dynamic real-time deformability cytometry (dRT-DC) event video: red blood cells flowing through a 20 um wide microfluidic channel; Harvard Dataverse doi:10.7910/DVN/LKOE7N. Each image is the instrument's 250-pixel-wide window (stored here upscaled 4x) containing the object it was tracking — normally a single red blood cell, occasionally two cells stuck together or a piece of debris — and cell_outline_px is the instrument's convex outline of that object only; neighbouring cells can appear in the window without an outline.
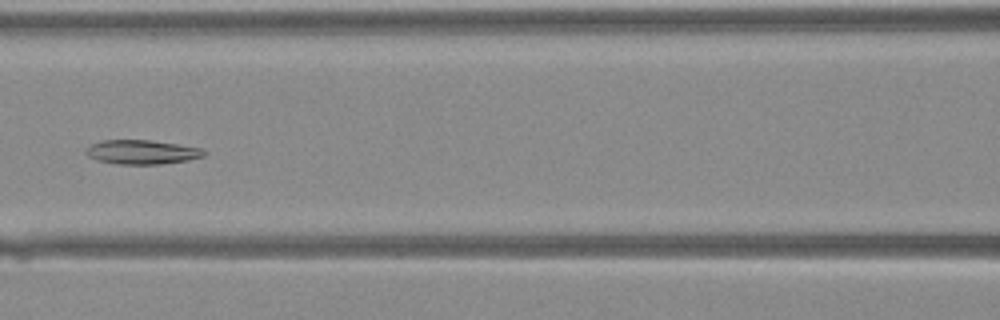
{"species": "Egyptian fruit bat (a non-hibernating species)", "species_latin": "Rousettus aegyptiacus", "temperature_condition": "warm", "stored_images_in_passage": 38, "camera_frame_rate_fps": 3000, "um_per_image_px": 0.085, "animal": {"sex": "female"}, "frame": {"image": 1, "passage_image": 16, "time_ms": 5.0, "image_size_px": [1000, 320], "cell_outline_px": [[204, 156], [188, 160], [160, 164], [120, 164], [96, 160], [88, 156], [84, 152], [92, 144], [100, 140], [148, 140], [176, 144], [200, 148], [204, 152]], "centroid_in_image_um": [12.02, 12.93], "position_along_channel_um": 154.6, "area_um2": 16.42}}
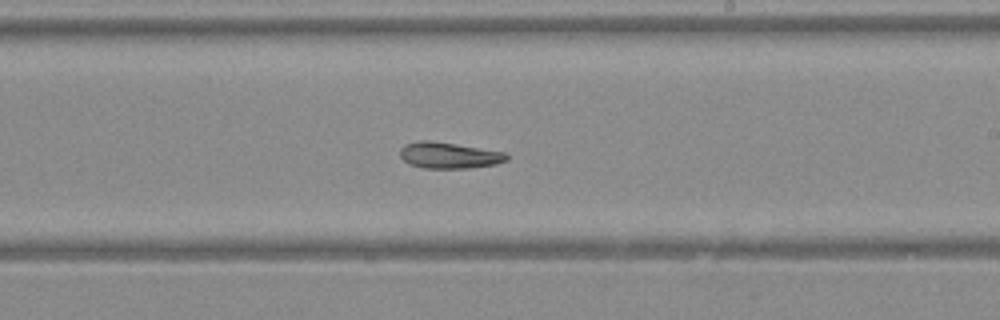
{"frame": {"image": 2, "passage_image": 22, "time_ms": 7.0, "image_size_px": [1000, 320], "cell_outline_px": [[508, 160], [496, 164], [468, 168], [424, 168], [408, 164], [400, 156], [400, 148], [404, 144], [420, 140], [428, 140], [504, 152], [508, 156]], "centroid_in_image_um": [38.12, 13.21], "position_along_channel_um": 250.9, "area_um2": 16.13}}
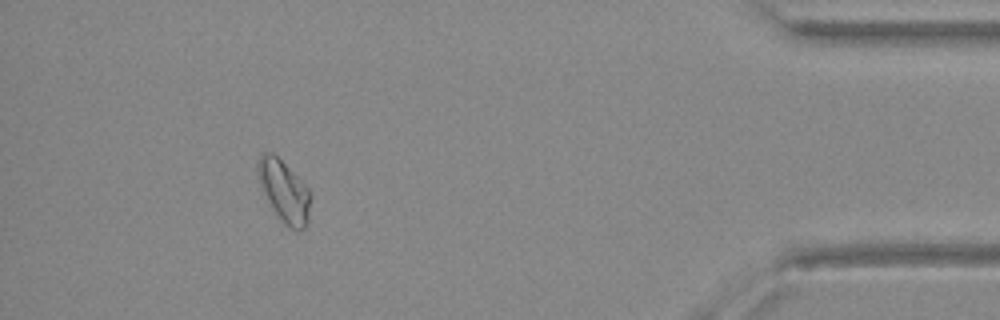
{"frame": {"image": 3, "passage_image": 35, "time_ms": 11.333, "image_size_px": [1000, 320], "cell_outline_px": [[312, 196], [308, 220], [304, 228], [296, 232], [288, 228], [284, 224], [272, 208], [256, 176], [256, 160], [264, 152], [272, 152], [308, 188]], "centroid_in_image_um": [24.14, 16.27], "position_along_channel_um": 411.1, "area_um2": 18.96}}